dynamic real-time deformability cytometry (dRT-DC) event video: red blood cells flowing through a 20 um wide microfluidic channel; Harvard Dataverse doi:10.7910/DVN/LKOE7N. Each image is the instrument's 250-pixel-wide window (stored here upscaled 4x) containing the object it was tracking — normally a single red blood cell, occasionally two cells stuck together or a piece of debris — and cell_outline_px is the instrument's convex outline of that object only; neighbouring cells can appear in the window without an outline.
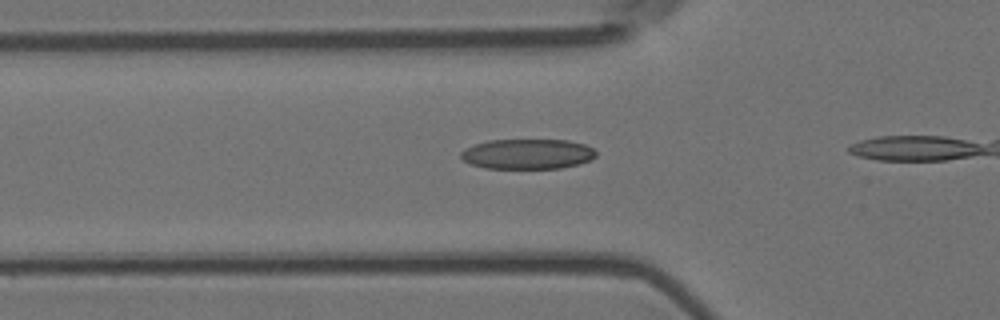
{"species": "Egyptian fruit bat (a non-hibernating species)", "species_latin": "Rousettus aegyptiacus", "temperature_condition": "room temperature", "stored_images_in_passage": 9, "camera_frame_rate_fps": 3000, "um_per_image_px": 0.085, "animal": {"sex": "female"}, "frame": {"image": 1, "passage_image": 4, "time_ms": 1.0, "image_size_px": [1000, 320], "cell_outline_px": [[596, 156], [592, 160], [580, 164], [560, 168], [484, 168], [468, 164], [460, 156], [460, 152], [464, 148], [488, 140], [568, 140], [584, 144], [592, 148], [596, 152]], "centroid_in_image_um": [44.83, 13.09], "position_along_channel_um": 81.0, "area_um2": 23.87}}
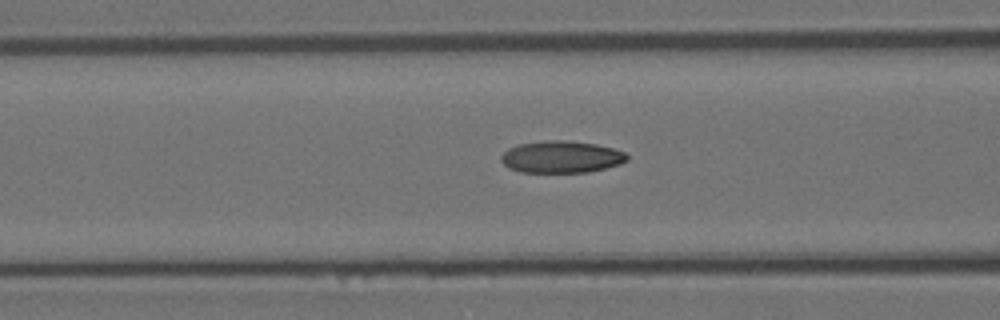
{"frame": {"image": 2, "passage_image": 7, "time_ms": 2.0, "image_size_px": [1000, 320], "cell_outline_px": [[628, 160], [620, 164], [588, 172], [520, 172], [508, 168], [500, 160], [500, 156], [508, 148], [520, 144], [548, 140], [568, 140], [596, 144], [612, 148], [624, 152], [628, 156]], "centroid_in_image_um": [47.7, 13.34], "position_along_channel_um": 118.9, "area_um2": 23.47}}